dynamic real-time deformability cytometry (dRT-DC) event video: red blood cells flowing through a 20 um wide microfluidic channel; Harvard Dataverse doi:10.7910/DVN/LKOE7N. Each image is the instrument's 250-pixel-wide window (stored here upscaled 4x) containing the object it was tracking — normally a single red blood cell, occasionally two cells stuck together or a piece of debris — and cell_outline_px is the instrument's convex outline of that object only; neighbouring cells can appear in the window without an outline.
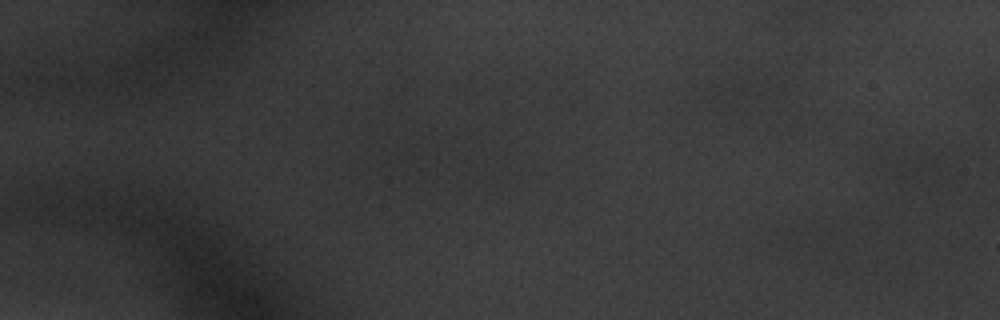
{"species": "common noctule bat (a hibernating species)", "species_latin": "Nyctalus noctula", "temperature_condition": "warm", "stored_images_in_passage": 8, "camera_frame_rate_fps": 3000, "um_per_image_px": 0.085, "animal": {"sex": "male", "body_mass_g": 20.1, "forearm_length_mm": 53.5}, "frame": {"image": 1, "passage_image": 2, "time_ms": 0.333, "image_size_px": [1000, 320], "cell_outline_px": [[956, 164], [952, 180], [928, 192], [900, 180], [896, 172], [896, 160], [900, 156], [936, 144]], "centroid_in_image_um": [78.7, 14.3], "position_along_channel_um": 6.3, "area_um2": 14.1}}